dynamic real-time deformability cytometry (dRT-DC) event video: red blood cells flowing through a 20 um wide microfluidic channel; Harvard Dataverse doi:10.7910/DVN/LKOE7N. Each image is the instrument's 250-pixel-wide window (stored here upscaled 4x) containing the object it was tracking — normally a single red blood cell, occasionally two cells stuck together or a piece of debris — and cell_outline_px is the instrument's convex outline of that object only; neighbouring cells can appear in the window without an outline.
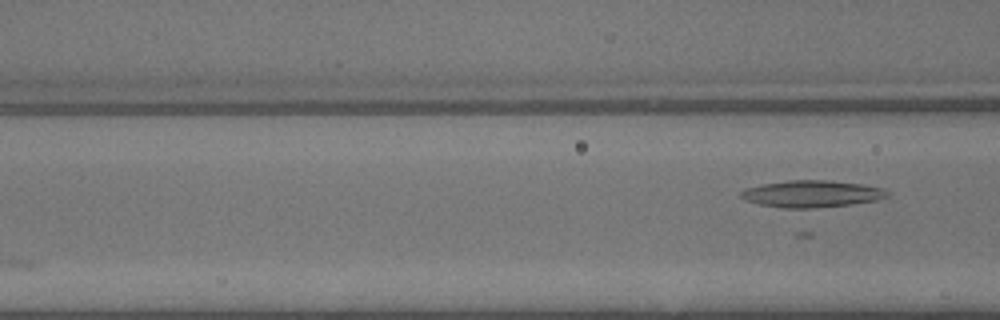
{"species": "common noctule bat (a hibernating species)", "species_latin": "Nyctalus noctula", "temperature_condition": "warm", "stored_images_in_passage": 3, "camera_frame_rate_fps": 3000, "um_per_image_px": 0.085, "animal": {"sex": "male", "body_mass_g": 13.3}, "frame": {"image": 1, "passage_image": 3, "time_ms": 0.667, "image_size_px": [1000, 320], "cell_outline_px": [[888, 196], [876, 200], [852, 204], [812, 208], [780, 208], [760, 204], [744, 200], [740, 196], [740, 192], [744, 188], [760, 184], [788, 180], [828, 180], [860, 184], [884, 188], [888, 192]], "centroid_in_image_um": [68.95, 16.47], "position_along_channel_um": 97.7, "area_um2": 23.0}}